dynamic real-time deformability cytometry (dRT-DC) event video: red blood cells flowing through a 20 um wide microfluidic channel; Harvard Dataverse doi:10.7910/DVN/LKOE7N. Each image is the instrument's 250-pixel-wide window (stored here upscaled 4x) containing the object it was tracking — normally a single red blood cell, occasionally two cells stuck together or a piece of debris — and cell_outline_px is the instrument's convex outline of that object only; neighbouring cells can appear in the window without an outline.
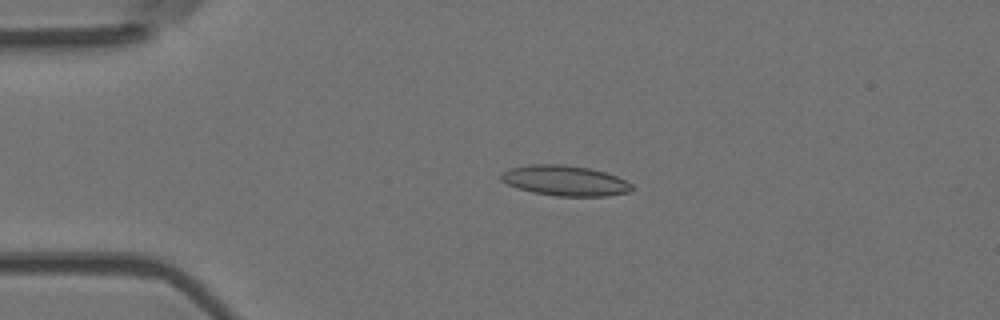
{"species": "Egyptian fruit bat (a non-hibernating species)", "species_latin": "Rousettus aegyptiacus", "temperature_condition": "room temperature", "stored_images_in_passage": 3, "camera_frame_rate_fps": 3000, "um_per_image_px": 0.085, "animal": {"sex": "female"}, "frame": {"image": 1, "passage_image": 2, "time_ms": 0.333, "image_size_px": [1000, 320], "cell_outline_px": [[632, 188], [628, 192], [608, 196], [556, 196], [532, 192], [516, 188], [500, 180], [500, 172], [508, 168], [528, 164], [560, 164], [588, 168], [604, 172], [616, 176], [632, 184]], "centroid_in_image_um": [47.95, 15.35], "position_along_channel_um": 37.1, "area_um2": 23.18}}